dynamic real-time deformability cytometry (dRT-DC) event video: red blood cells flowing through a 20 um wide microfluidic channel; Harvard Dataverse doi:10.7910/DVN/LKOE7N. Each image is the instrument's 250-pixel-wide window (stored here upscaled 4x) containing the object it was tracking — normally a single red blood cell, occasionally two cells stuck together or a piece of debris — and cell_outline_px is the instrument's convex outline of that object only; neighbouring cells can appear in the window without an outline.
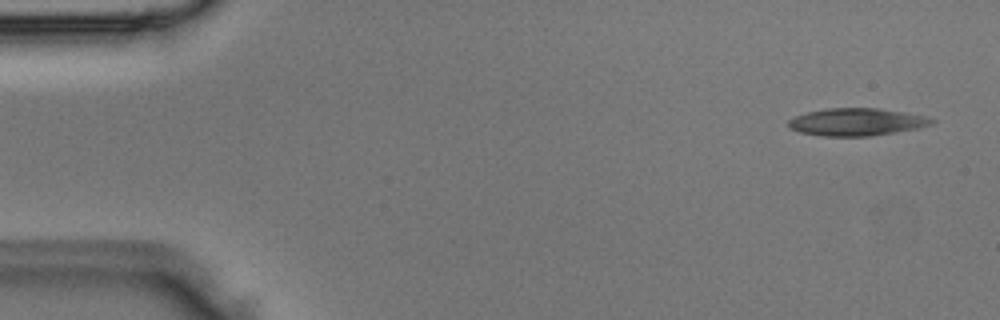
{"species": "Egyptian fruit bat (a non-hibernating species)", "species_latin": "Rousettus aegyptiacus", "temperature_condition": "room temperature", "stored_images_in_passage": 4, "camera_frame_rate_fps": 3000, "um_per_image_px": 0.085, "animal": {"sex": "male"}, "frame": {"image": 1, "passage_image": 1, "time_ms": 0.0, "image_size_px": [1000, 320], "cell_outline_px": [[936, 120], [932, 124], [920, 128], [896, 132], [868, 136], [824, 136], [800, 132], [788, 128], [788, 120], [796, 116], [808, 112], [828, 108], [876, 108], [928, 116]], "centroid_in_image_um": [72.83, 10.37], "position_along_channel_um": 12.2, "area_um2": 22.89}}
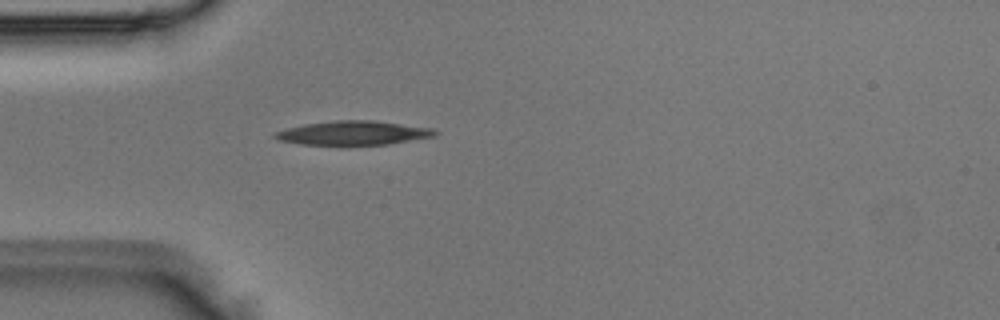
{"frame": {"image": 2, "passage_image": 4, "time_ms": 1.0, "image_size_px": [1000, 320], "cell_outline_px": [[440, 132], [436, 136], [388, 144], [348, 148], [340, 148], [300, 144], [280, 140], [272, 136], [276, 132], [288, 128], [304, 124], [336, 120], [372, 120], [432, 128]], "centroid_in_image_um": [30.02, 11.35], "position_along_channel_um": 55.0, "area_um2": 23.47}}